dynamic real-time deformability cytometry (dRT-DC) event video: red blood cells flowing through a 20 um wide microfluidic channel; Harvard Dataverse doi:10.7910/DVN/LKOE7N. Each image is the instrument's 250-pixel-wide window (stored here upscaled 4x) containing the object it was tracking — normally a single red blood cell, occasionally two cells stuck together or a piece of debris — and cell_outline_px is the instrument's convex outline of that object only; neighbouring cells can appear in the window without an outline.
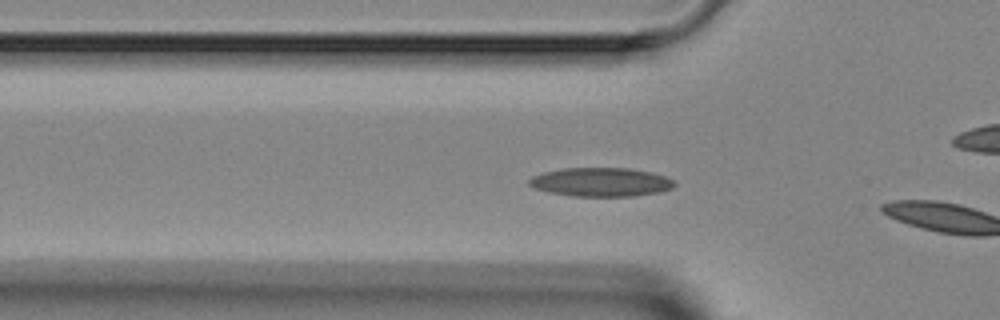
{"species": "Egyptian fruit bat (a non-hibernating species)", "species_latin": "Rousettus aegyptiacus", "temperature_condition": "room temperature", "stored_images_in_passage": 3, "segment_of_instrument_passage": [2, 2], "camera_frame_rate_fps": 3000, "um_per_image_px": 0.085, "animal": {"sex": "female"}, "frame": {"image": 1, "passage_image": 3, "time_ms": 2.667, "image_size_px": [1000, 320], "cell_outline_px": [[676, 184], [672, 188], [656, 192], [636, 196], [572, 196], [548, 192], [536, 188], [528, 184], [528, 180], [532, 176], [544, 172], [564, 168], [628, 168], [652, 172], [676, 180]], "centroid_in_image_um": [51.09, 15.47], "position_along_channel_um": 74.7, "area_um2": 24.39}}